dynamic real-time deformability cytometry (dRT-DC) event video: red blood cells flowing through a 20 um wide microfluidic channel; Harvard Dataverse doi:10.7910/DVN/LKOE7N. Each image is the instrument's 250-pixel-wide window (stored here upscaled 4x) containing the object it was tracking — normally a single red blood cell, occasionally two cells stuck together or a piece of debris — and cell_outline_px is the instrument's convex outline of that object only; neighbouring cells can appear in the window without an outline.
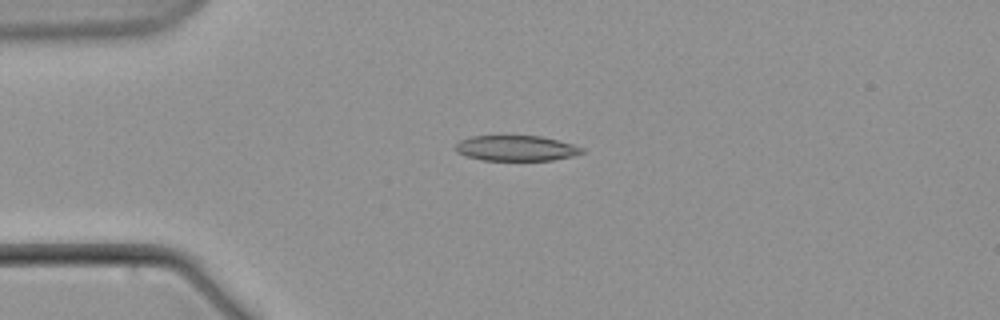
{"species": "common noctule bat (a hibernating species)", "species_latin": "Nyctalus noctula", "temperature_condition": "warm", "stored_images_in_passage": 4, "camera_frame_rate_fps": 3000, "um_per_image_px": 0.085, "animal": {"sex": "male", "body_mass_g": 21.5, "forearm_length_mm": 52.0}, "frame": {"image": 1, "passage_image": 4, "time_ms": 5.0, "image_size_px": [1000, 320], "cell_outline_px": [[584, 152], [572, 156], [552, 160], [480, 160], [456, 152], [452, 148], [460, 140], [472, 136], [540, 136], [572, 144], [584, 148]], "centroid_in_image_um": [43.83, 12.6], "position_along_channel_um": 41.2, "area_um2": 18.67}}